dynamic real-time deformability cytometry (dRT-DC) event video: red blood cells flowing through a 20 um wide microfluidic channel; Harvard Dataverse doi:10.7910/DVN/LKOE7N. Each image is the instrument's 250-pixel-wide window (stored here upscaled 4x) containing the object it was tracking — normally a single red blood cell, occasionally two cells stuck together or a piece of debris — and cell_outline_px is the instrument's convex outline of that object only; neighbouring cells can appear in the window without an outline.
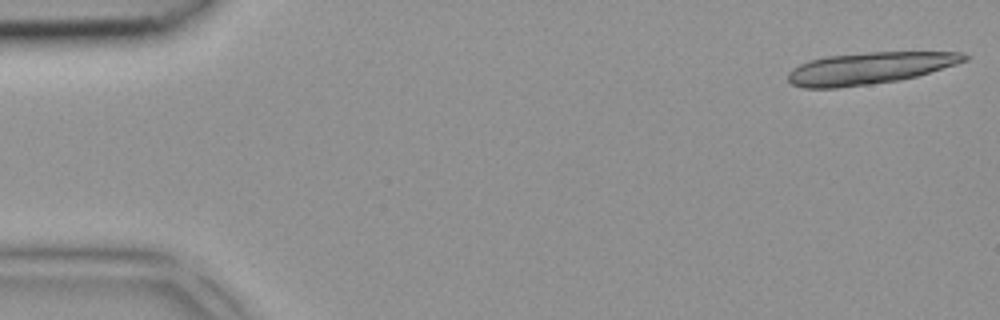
{"species": "common noctule bat (a hibernating species)", "species_latin": "Nyctalus noctula", "temperature_condition": "room temperature", "stored_images_in_passage": 5, "camera_frame_rate_fps": 3000, "um_per_image_px": 0.085, "animal": {"sex": "female", "body_mass_g": 18.4}, "frame": {"image": 1, "passage_image": 1, "time_ms": 0.0, "image_size_px": [1000, 320], "cell_outline_px": [[972, 56], [968, 60], [956, 64], [916, 76], [900, 80], [836, 88], [804, 88], [792, 84], [788, 80], [788, 72], [792, 68], [808, 60], [828, 56], [868, 52], [964, 52]], "centroid_in_image_um": [73.91, 5.79], "position_along_channel_um": 11.1, "area_um2": 32.71}}
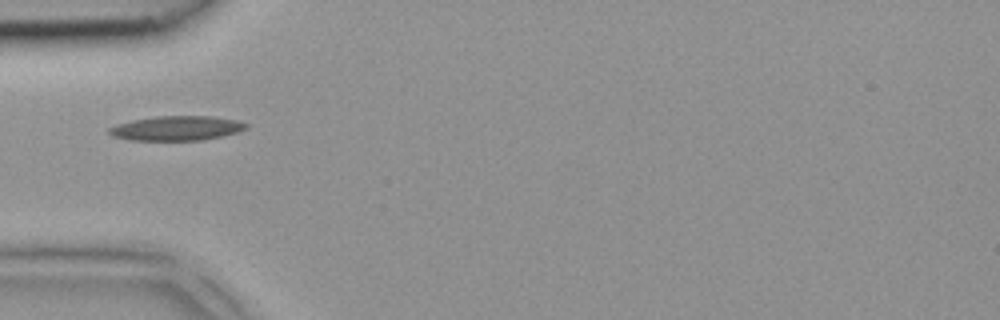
{"frame": {"image": 2, "passage_image": 5, "time_ms": 1.333, "image_size_px": [1000, 320], "cell_outline_px": [[248, 128], [236, 132], [220, 136], [200, 140], [128, 140], [112, 136], [108, 132], [108, 128], [132, 120], [156, 116], [212, 116], [236, 120], [248, 124]], "centroid_in_image_um": [15.0, 10.89], "position_along_channel_um": 70.0, "area_um2": 19.42}}